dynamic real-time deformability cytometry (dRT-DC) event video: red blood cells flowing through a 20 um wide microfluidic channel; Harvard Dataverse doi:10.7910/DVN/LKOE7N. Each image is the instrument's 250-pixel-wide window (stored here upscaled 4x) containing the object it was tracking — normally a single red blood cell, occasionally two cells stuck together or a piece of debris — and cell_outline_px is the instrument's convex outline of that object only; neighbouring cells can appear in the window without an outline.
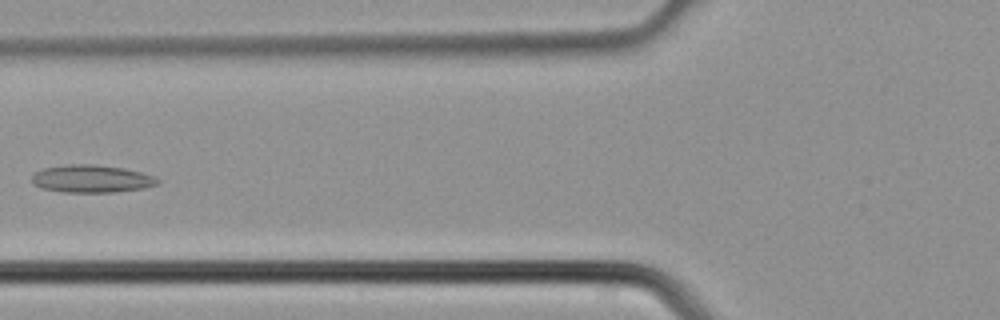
{"species": "common noctule bat (a hibernating species)", "species_latin": "Nyctalus noctula", "temperature_condition": "cold", "stored_images_in_passage": 4, "camera_frame_rate_fps": 3000, "um_per_image_px": 0.085, "animal": {"sex": "male", "body_mass_g": 21.5, "forearm_length_mm": 52.0}, "frame": {"image": 1, "passage_image": 4, "time_ms": 1.0, "image_size_px": [1000, 320], "cell_outline_px": [[160, 184], [144, 188], [116, 192], [64, 192], [44, 188], [32, 184], [32, 176], [36, 172], [44, 168], [64, 164], [92, 164], [124, 168], [140, 172], [152, 176], [160, 180]], "centroid_in_image_um": [7.8, 15.19], "position_along_channel_um": 118.0, "area_um2": 20.23}}